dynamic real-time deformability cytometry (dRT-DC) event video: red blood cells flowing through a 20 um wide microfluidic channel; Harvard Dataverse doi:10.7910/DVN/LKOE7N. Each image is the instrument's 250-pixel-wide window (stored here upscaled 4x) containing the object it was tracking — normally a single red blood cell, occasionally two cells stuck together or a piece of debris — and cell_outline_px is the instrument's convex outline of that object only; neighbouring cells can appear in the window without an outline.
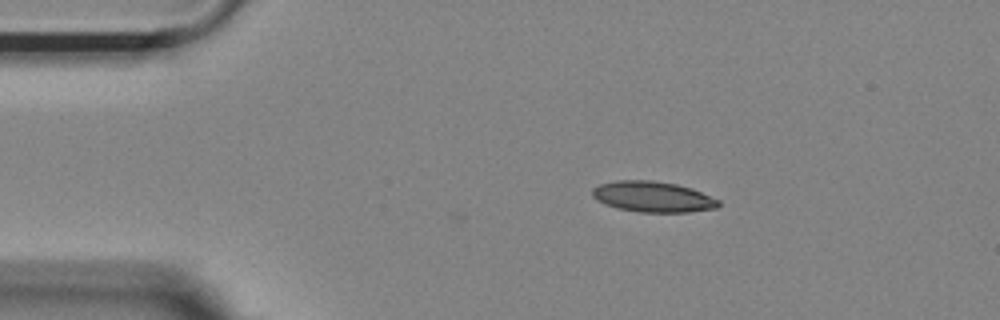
{"species": "Egyptian fruit bat (a non-hibernating species)", "species_latin": "Rousettus aegyptiacus", "temperature_condition": "room temperature", "stored_images_in_passage": 2, "camera_frame_rate_fps": 3000, "um_per_image_px": 0.085, "animal": {"sex": "female"}, "frame": {"image": 1, "passage_image": 2, "time_ms": 0.333, "image_size_px": [1000, 320], "cell_outline_px": [[720, 204], [716, 208], [688, 212], [640, 212], [616, 208], [604, 204], [596, 200], [592, 196], [592, 188], [600, 184], [616, 180], [652, 180], [676, 184], [692, 188], [720, 200]], "centroid_in_image_um": [55.47, 16.72], "position_along_channel_um": 29.5, "area_um2": 22.72}}